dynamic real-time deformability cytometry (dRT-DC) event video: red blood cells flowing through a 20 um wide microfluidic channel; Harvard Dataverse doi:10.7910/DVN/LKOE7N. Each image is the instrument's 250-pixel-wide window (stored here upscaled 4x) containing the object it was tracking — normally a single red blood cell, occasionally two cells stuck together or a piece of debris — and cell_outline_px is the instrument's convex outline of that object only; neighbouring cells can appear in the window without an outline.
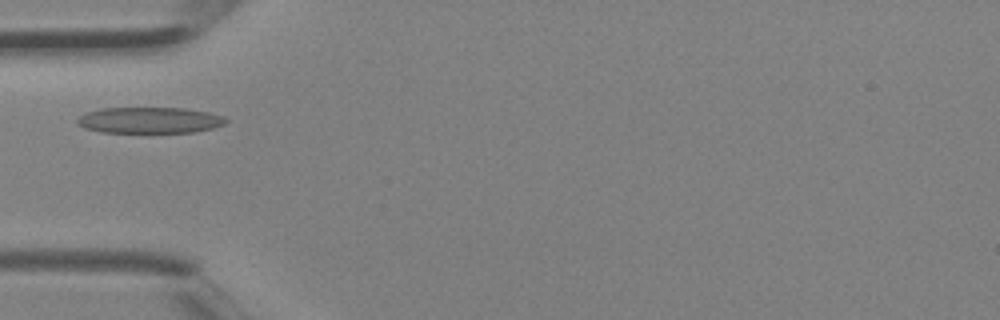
{"species": "Egyptian fruit bat (a non-hibernating species)", "species_latin": "Rousettus aegyptiacus", "temperature_condition": "room temperature", "stored_images_in_passage": 4, "camera_frame_rate_fps": 3000, "um_per_image_px": 0.085, "animal": {"sex": "female"}, "frame": {"image": 1, "passage_image": 4, "time_ms": 1.0, "image_size_px": [1000, 320], "cell_outline_px": [[228, 120], [224, 124], [212, 128], [192, 132], [100, 132], [84, 128], [76, 124], [76, 120], [84, 112], [100, 108], [184, 108], [208, 112], [224, 116]], "centroid_in_image_um": [12.67, 10.21], "position_along_channel_um": 72.3, "area_um2": 22.66}}